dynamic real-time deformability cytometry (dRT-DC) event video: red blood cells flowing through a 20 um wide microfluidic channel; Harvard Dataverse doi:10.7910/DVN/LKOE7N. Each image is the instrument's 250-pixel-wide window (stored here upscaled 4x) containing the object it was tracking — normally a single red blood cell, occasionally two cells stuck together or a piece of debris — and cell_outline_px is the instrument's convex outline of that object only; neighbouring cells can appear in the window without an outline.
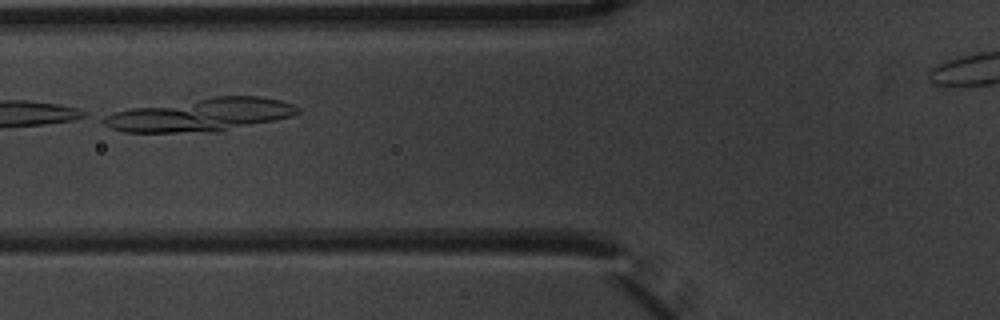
{"species": "common noctule bat (a hibernating species)", "species_latin": "Nyctalus noctula", "temperature_condition": "warm", "stored_images_in_passage": 4, "camera_frame_rate_fps": 3000, "um_per_image_px": 0.085, "animal": {"sex": "male", "body_mass_g": 20.1, "forearm_length_mm": 53.5}, "frame": {"image": 1, "passage_image": 4, "time_ms": 1.0, "image_size_px": [1000, 320], "cell_outline_px": [[300, 112], [292, 116], [276, 120], [216, 132], [124, 132], [112, 128], [104, 124], [104, 116], [116, 112], [132, 108], [212, 96], [260, 96], [280, 100], [292, 104], [300, 108]], "centroid_in_image_um": [17.12, 9.76], "position_along_channel_um": 108.7, "area_um2": 37.17}}